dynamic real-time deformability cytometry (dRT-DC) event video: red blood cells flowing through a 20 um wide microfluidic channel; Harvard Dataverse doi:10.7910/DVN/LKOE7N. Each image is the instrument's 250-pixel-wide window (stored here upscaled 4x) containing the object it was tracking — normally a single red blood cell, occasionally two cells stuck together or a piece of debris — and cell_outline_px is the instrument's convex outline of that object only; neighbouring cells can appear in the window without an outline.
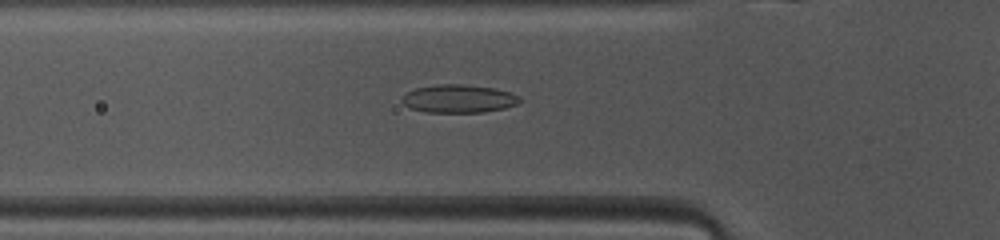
{"species": "common noctule bat (a hibernating species)", "species_latin": "Nyctalus noctula", "temperature_condition": "warm", "stored_images_in_passage": 46, "camera_frame_rate_fps": 3000, "um_per_image_px": 0.085, "animal": {"sex": "female", "body_mass_g": 10.0, "forearm_length_mm": 53.1}, "frame": {"image": 1, "passage_image": 13, "time_ms": 4.0, "image_size_px": [1000, 240], "cell_outline_px": [[520, 100], [516, 104], [504, 108], [484, 112], [424, 112], [408, 108], [400, 100], [408, 92], [416, 88], [440, 84], [460, 84], [496, 88], [520, 96]], "centroid_in_image_um": [38.97, 8.39], "position_along_channel_um": 86.8, "area_um2": 19.19}}
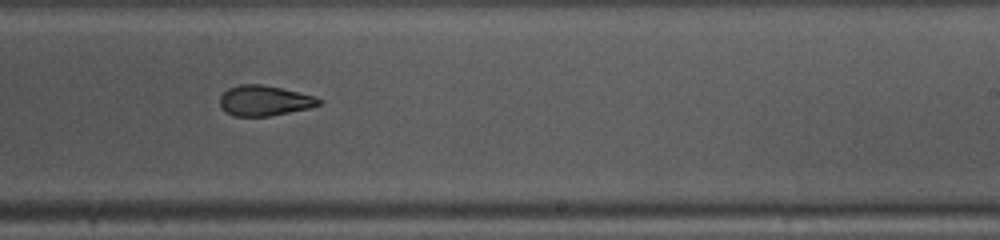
{"frame": {"image": 2, "passage_image": 26, "time_ms": 8.333, "image_size_px": [1000, 240], "cell_outline_px": [[324, 100], [320, 104], [308, 108], [268, 116], [232, 116], [220, 104], [220, 96], [228, 88], [240, 84], [260, 84], [280, 88], [316, 96]], "centroid_in_image_um": [22.49, 8.54], "position_along_channel_um": 266.5, "area_um2": 17.28}}
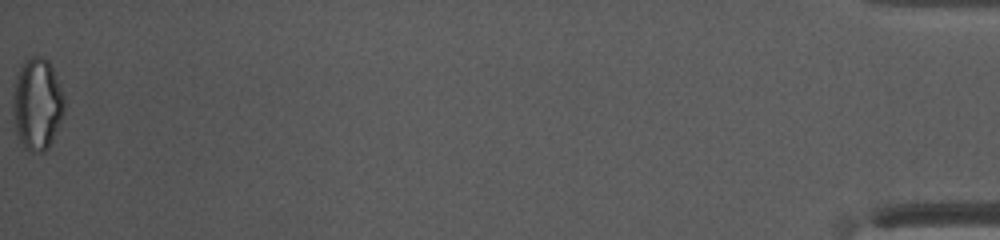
{"frame": {"image": 3, "passage_image": 46, "time_ms": 15.0, "image_size_px": [1000, 240], "cell_outline_px": [[64, 112], [52, 140], [48, 148], [44, 152], [32, 152], [24, 148], [16, 132], [12, 116], [12, 96], [16, 76], [20, 64], [24, 60], [32, 56], [40, 56], [48, 60], [52, 68], [64, 96]], "centroid_in_image_um": [3.12, 8.84], "position_along_channel_um": 432.1, "area_um2": 27.74}, "authors_computed_cell_mechanics": {"area_um2": 18.9584, "velocity_mm_per_s": 4.1205, "shape_relaxation_time_tau1_ms": 5.4653, "shape_relaxation_time_tau2_ms": 2.5885, "deformation_change_tau1": 0.1771, "deformation_change_tau2": 0.0935}}